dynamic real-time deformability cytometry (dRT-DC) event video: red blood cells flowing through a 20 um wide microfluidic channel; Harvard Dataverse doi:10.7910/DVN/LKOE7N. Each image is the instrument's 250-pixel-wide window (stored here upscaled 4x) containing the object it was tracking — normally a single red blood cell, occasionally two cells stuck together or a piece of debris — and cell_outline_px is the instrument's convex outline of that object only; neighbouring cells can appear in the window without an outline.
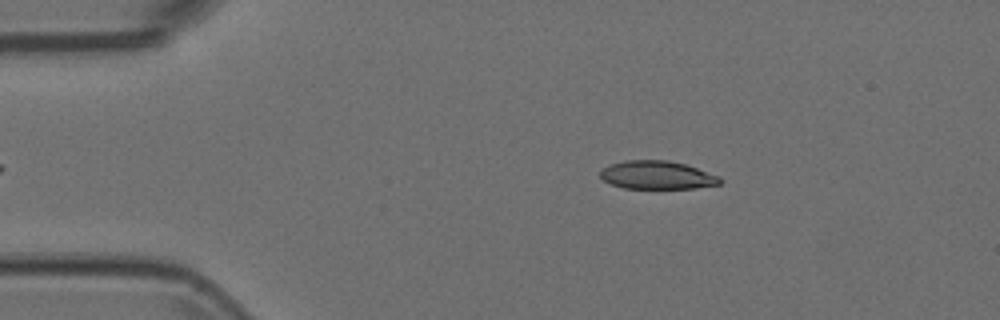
{"species": "Egyptian fruit bat (a non-hibernating species)", "species_latin": "Rousettus aegyptiacus", "temperature_condition": "room temperature", "stored_images_in_passage": 52, "camera_frame_rate_fps": 3000, "um_per_image_px": 0.085, "animal": {"sex": "female"}, "frame": {"image": 1, "passage_image": 8, "time_ms": 2.333, "image_size_px": [1000, 320], "cell_outline_px": [[724, 180], [720, 184], [696, 188], [624, 188], [612, 184], [604, 180], [600, 176], [600, 172], [604, 168], [612, 164], [624, 160], [668, 160], [684, 164], [720, 176]], "centroid_in_image_um": [55.89, 14.88], "position_along_channel_um": 29.1, "area_um2": 19.59}}
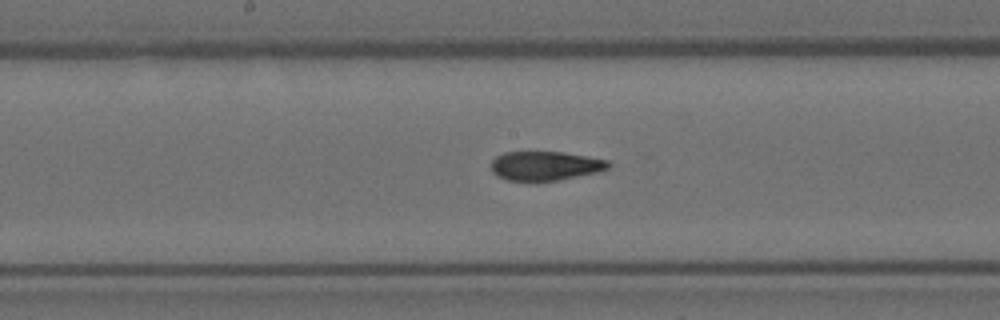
{"frame": {"image": 2, "passage_image": 26, "time_ms": 8.333, "image_size_px": [1000, 320], "cell_outline_px": [[612, 164], [608, 168], [596, 172], [556, 180], [508, 180], [496, 176], [492, 172], [492, 160], [496, 156], [504, 152], [564, 152], [608, 160]], "centroid_in_image_um": [46.33, 14.08], "position_along_channel_um": 201.9, "area_um2": 19.65}}
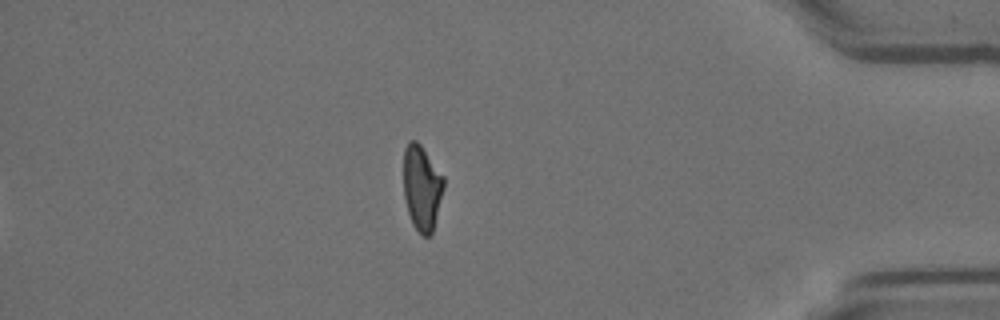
{"frame": {"image": 3, "passage_image": 45, "time_ms": 14.667, "image_size_px": [1000, 320], "cell_outline_px": [[444, 188], [432, 232], [428, 236], [424, 236], [412, 224], [408, 212], [404, 196], [404, 148], [412, 140], [416, 140], [420, 144], [444, 176]], "centroid_in_image_um": [35.86, 15.94], "position_along_channel_um": 399.3, "area_um2": 19.71}}